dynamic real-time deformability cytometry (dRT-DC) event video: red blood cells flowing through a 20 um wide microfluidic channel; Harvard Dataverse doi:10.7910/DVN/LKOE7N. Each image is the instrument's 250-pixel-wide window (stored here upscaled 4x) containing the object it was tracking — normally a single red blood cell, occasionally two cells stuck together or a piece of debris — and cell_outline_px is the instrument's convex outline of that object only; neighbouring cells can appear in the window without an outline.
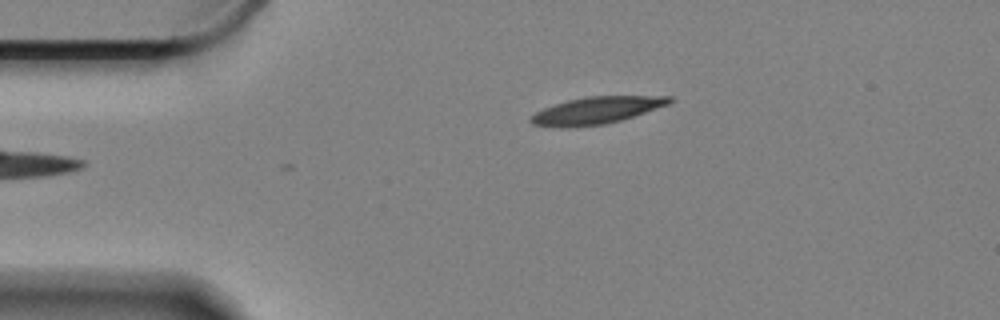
{"species": "Egyptian fruit bat (a non-hibernating species)", "species_latin": "Rousettus aegyptiacus", "temperature_condition": "cold", "stored_images_in_passage": 9, "camera_frame_rate_fps": 3000, "um_per_image_px": 0.085, "animal": {"sex": "female"}, "frame": {"image": 1, "passage_image": 1, "time_ms": 0.0, "image_size_px": [1000, 320], "cell_outline_px": [[672, 100], [668, 104], [620, 120], [604, 124], [568, 128], [560, 128], [532, 124], [528, 120], [528, 116], [544, 108], [568, 100], [584, 96], [672, 96]], "centroid_in_image_um": [50.62, 9.39], "position_along_channel_um": 34.4, "area_um2": 21.73}}
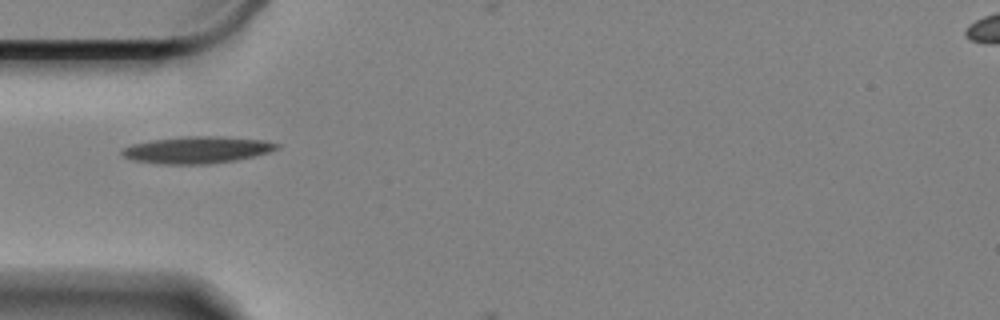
{"frame": {"image": 2, "passage_image": 7, "time_ms": 2.0, "image_size_px": [1000, 320], "cell_outline_px": [[280, 148], [256, 156], [236, 160], [208, 164], [160, 164], [132, 160], [124, 156], [120, 152], [124, 148], [132, 144], [152, 140], [184, 136], [220, 136], [264, 140], [280, 144]], "centroid_in_image_um": [16.77, 12.74], "position_along_channel_um": 68.2, "area_um2": 24.33}}